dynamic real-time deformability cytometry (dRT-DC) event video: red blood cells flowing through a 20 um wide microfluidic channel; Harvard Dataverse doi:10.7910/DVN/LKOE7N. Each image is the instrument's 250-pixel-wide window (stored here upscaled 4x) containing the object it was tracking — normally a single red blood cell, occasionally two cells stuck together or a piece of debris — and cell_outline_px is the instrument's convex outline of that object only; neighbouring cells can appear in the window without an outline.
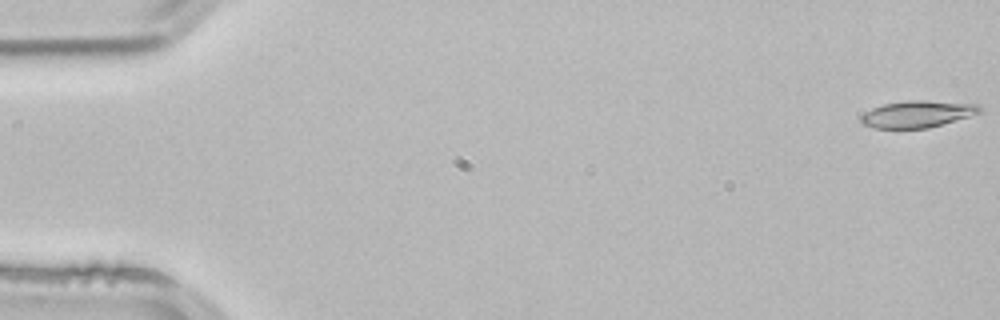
{"species": "common noctule bat (a hibernating species)", "species_latin": "Nyctalus noctula", "temperature_condition": "room temperature", "stored_images_in_passage": 3, "camera_frame_rate_fps": 3000, "um_per_image_px": 0.085, "animal": {"sex": "male", "body_mass_g": 21.5, "forearm_length_mm": 52.0}, "frame": {"image": 1, "passage_image": 1, "time_ms": 0.0, "image_size_px": [1000, 320], "cell_outline_px": [[980, 112], [968, 116], [928, 128], [872, 128], [864, 124], [860, 120], [860, 116], [864, 112], [872, 108], [884, 104], [908, 100], [924, 100], [980, 104]], "centroid_in_image_um": [77.93, 9.69], "position_along_channel_um": 7.1, "area_um2": 18.38}}